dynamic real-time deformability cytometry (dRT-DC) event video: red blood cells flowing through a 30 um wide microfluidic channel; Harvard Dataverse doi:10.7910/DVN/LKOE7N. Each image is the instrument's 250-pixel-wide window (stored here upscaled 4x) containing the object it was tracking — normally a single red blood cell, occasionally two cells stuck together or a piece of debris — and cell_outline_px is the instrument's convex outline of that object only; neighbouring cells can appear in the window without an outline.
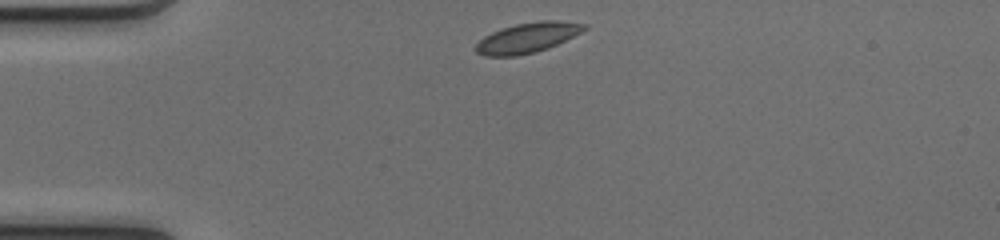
{"species": "common noctule bat (a hibernating species)", "species_latin": "Nyctalus noctula", "temperature_condition": "cold", "stored_images_in_passage": 39, "camera_frame_rate_fps": 3000, "um_per_image_px": 0.085, "animal": {"sex": "female", "body_mass_g": 17.0, "forearm_length_mm": 48.0}, "frame": {"image": 1, "passage_image": 1, "time_ms": 0.0, "image_size_px": [1000, 240], "cell_outline_px": [[588, 28], [548, 48], [536, 52], [516, 56], [484, 56], [476, 52], [472, 48], [484, 36], [492, 32], [516, 24], [540, 20], [560, 20], [588, 24]], "centroid_in_image_um": [44.82, 3.2], "position_along_channel_um": 40.2, "area_um2": 19.02}}
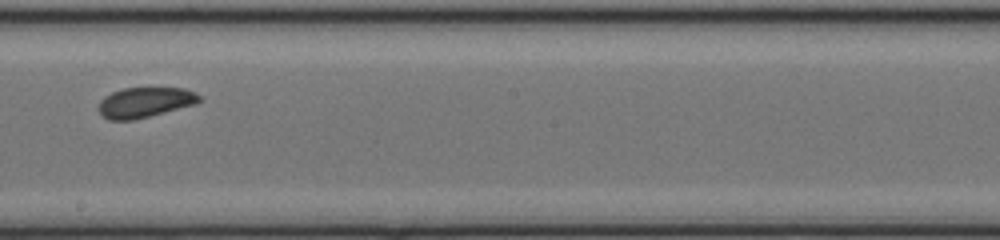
{"frame": {"image": 2, "passage_image": 18, "time_ms": 5.667, "image_size_px": [1000, 240], "cell_outline_px": [[200, 100], [196, 104], [132, 120], [108, 120], [100, 116], [96, 108], [100, 100], [104, 96], [112, 92], [124, 88], [184, 88], [196, 92], [200, 96]], "centroid_in_image_um": [12.26, 8.7], "position_along_channel_um": 235.9, "area_um2": 17.86}}
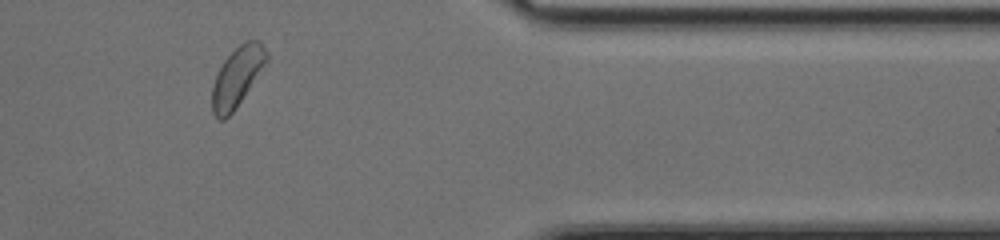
{"frame": {"image": 3, "passage_image": 31, "time_ms": 10.0, "image_size_px": [1000, 240], "cell_outline_px": [[268, 60], [232, 112], [224, 120], [220, 120], [212, 112], [212, 84], [224, 60], [244, 40], [260, 40], [268, 52]], "centroid_in_image_um": [20.16, 6.5], "position_along_channel_um": 391.2, "area_um2": 18.5}, "authors_computed_cell_mechanics": {"area_um2": 18.7272, "velocity_mm_per_s": 4.075, "shape_relaxation_time_tau1_ms": 2.0383, "shape_relaxation_time_tau2_ms": 0.6529, "deformation_change_tau1": 0.059, "deformation_change_tau2": 0.04}}